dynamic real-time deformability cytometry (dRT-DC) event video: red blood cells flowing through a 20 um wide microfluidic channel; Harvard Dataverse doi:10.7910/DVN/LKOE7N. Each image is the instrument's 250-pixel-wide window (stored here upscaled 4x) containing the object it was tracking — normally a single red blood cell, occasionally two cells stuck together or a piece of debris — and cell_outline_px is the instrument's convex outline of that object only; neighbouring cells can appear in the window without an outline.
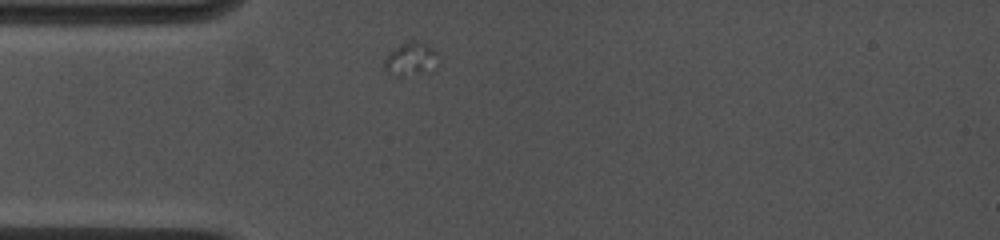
{"species": "common noctule bat (a hibernating species)", "species_latin": "Nyctalus noctula", "temperature_condition": "cold", "stored_images_in_passage": 6, "camera_frame_rate_fps": 4500, "um_per_image_px": 0.085, "animal": {"sex": "female", "body_mass_g": 19.0, "forearm_length_mm": 53.3}, "frame": {"image": 1, "passage_image": 1, "time_ms": 0.0, "image_size_px": [1000, 240], "cell_outline_px": [[436, 68], [424, 72], [404, 76], [396, 76], [384, 68], [384, 60], [388, 52], [412, 40], [428, 44], [436, 52]], "centroid_in_image_um": [34.91, 5.03], "position_along_channel_um": 50.1, "area_um2": 10.17}}